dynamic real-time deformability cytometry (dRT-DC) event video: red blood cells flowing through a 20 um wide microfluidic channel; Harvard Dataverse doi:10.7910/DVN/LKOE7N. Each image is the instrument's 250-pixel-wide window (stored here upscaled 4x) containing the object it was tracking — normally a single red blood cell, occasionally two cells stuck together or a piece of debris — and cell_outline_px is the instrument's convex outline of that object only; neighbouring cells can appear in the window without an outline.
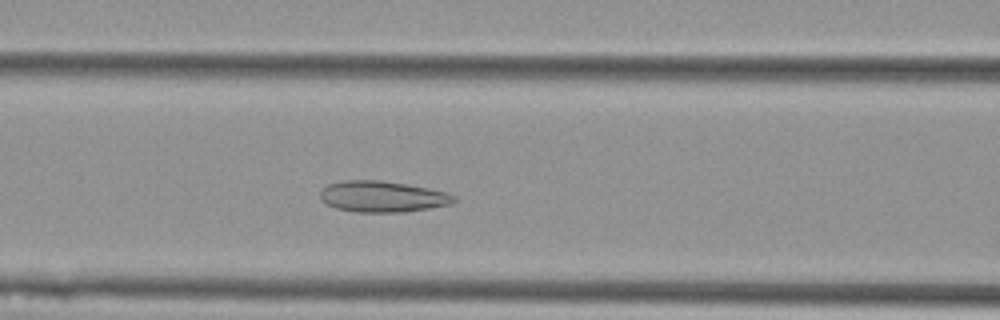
{"species": "Egyptian fruit bat (a non-hibernating species)", "species_latin": "Rousettus aegyptiacus", "temperature_condition": "cold", "stored_images_in_passage": 50, "camera_frame_rate_fps": 3000, "um_per_image_px": 0.085, "animal": {"sex": "female"}, "frame": {"image": 1, "passage_image": 17, "time_ms": 5.333, "image_size_px": [1000, 320], "cell_outline_px": [[456, 200], [452, 204], [428, 208], [400, 212], [356, 212], [336, 208], [320, 200], [320, 192], [328, 184], [344, 180], [380, 180], [404, 184], [448, 192], [456, 196]], "centroid_in_image_um": [32.5, 16.71], "position_along_channel_um": 134.1, "area_um2": 24.1}}
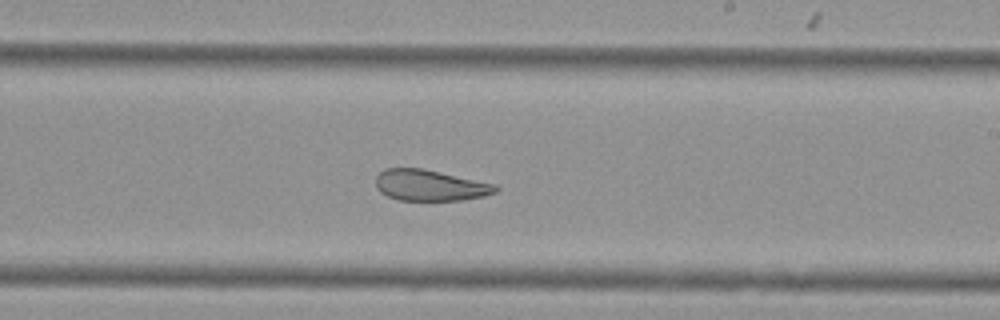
{"frame": {"image": 2, "passage_image": 27, "time_ms": 8.667, "image_size_px": [1000, 320], "cell_outline_px": [[500, 188], [496, 192], [484, 196], [464, 200], [396, 200], [380, 192], [376, 188], [376, 176], [384, 168], [424, 168], [496, 184]], "centroid_in_image_um": [36.56, 15.75], "position_along_channel_um": 252.4, "area_um2": 21.91}}
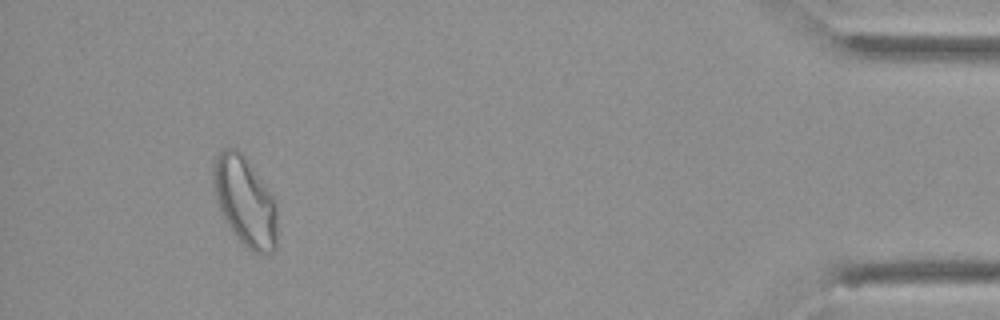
{"frame": {"image": 3, "passage_image": 46, "time_ms": 15.0, "image_size_px": [1000, 320], "cell_outline_px": [[276, 248], [268, 256], [252, 252], [240, 244], [232, 232], [220, 208], [212, 184], [212, 172], [216, 156], [224, 148], [236, 148], [244, 156], [264, 184], [272, 196], [276, 208]], "centroid_in_image_um": [20.82, 17.17], "position_along_channel_um": 414.4, "area_um2": 33.06}, "authors_computed_cell_mechanics": {"area_um2": 27.5706, "velocity_mm_per_s": 3.5726, "shape_relaxation_time_tau1_ms": null, "shape_relaxation_time_tau2_ms": 1.9033, "deformation_change_tau1": null, "deformation_change_tau2": 0.0747}}